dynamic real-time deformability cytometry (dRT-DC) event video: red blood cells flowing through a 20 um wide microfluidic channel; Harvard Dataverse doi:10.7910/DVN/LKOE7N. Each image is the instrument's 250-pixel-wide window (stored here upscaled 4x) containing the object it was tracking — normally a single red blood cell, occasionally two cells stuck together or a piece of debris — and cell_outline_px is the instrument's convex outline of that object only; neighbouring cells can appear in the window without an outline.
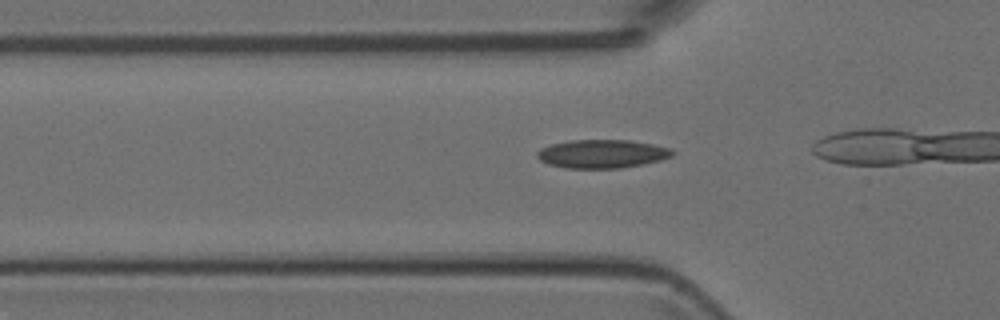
{"species": "Egyptian fruit bat (a non-hibernating species)", "species_latin": "Rousettus aegyptiacus", "temperature_condition": "room temperature", "stored_images_in_passage": 26, "camera_frame_rate_fps": 3000, "um_per_image_px": 0.085, "animal": {"sex": "female"}, "frame": {"image": 1, "passage_image": 12, "time_ms": 3.667, "image_size_px": [1000, 320], "cell_outline_px": [[676, 152], [672, 156], [660, 160], [644, 164], [620, 168], [564, 168], [548, 164], [540, 160], [536, 156], [536, 152], [540, 148], [552, 144], [568, 140], [628, 140], [652, 144], [672, 148]], "centroid_in_image_um": [51.17, 13.07], "position_along_channel_um": 74.6, "area_um2": 22.6}}
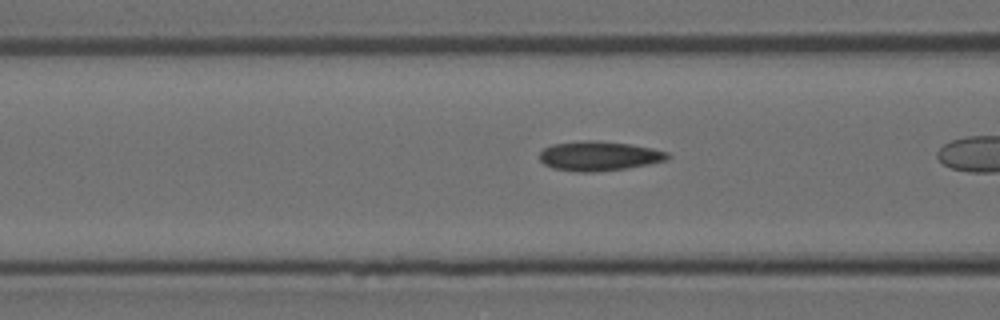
{"frame": {"image": 2, "passage_image": 15, "time_ms": 4.667, "image_size_px": [1000, 320], "cell_outline_px": [[672, 156], [668, 160], [628, 168], [596, 172], [576, 172], [552, 168], [544, 164], [540, 160], [540, 152], [544, 148], [552, 144], [584, 140], [596, 140], [632, 144], [652, 148], [668, 152]], "centroid_in_image_um": [50.94, 13.26], "position_along_channel_um": 115.7, "area_um2": 22.31}}
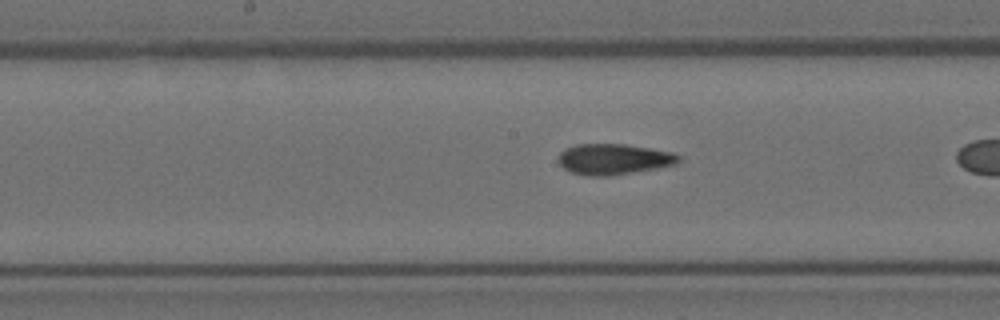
{"frame": {"image": 3, "passage_image": 21, "time_ms": 6.667, "image_size_px": [1000, 320], "cell_outline_px": [[680, 160], [676, 164], [632, 172], [608, 176], [588, 176], [568, 172], [556, 160], [556, 156], [564, 148], [576, 144], [624, 144], [672, 152], [680, 156]], "centroid_in_image_um": [52.07, 13.53], "position_along_channel_um": 196.1, "area_um2": 21.62}}